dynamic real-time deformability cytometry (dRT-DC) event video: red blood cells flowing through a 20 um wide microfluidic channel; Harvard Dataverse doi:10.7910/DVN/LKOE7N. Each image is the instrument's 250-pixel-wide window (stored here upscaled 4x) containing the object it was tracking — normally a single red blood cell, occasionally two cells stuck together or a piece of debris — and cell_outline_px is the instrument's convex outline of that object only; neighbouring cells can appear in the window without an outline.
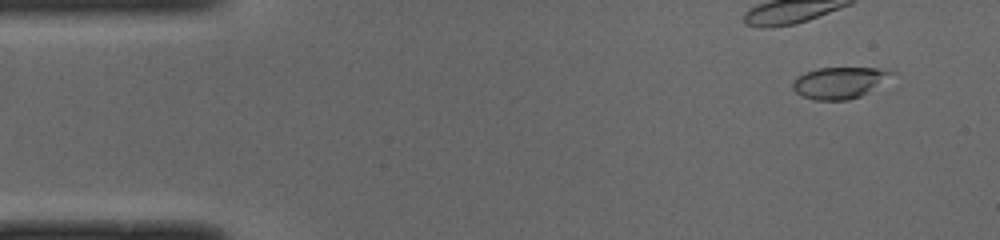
{"species": "common noctule bat (a hibernating species)", "species_latin": "Nyctalus noctula", "temperature_condition": "cold", "stored_images_in_passage": 49, "camera_frame_rate_fps": 3000, "um_per_image_px": 0.085, "animal": {"sex": "male", "body_mass_g": 19.0, "forearm_length_mm": 50.8}, "frame": {"image": 1, "passage_image": 4, "time_ms": 1.0, "image_size_px": [1000, 240], "cell_outline_px": [[896, 72], [860, 96], [848, 100], [816, 100], [804, 96], [796, 92], [792, 88], [792, 84], [804, 72], [816, 68], [876, 68]], "centroid_in_image_um": [71.29, 7.02], "position_along_channel_um": 13.7, "area_um2": 17.57}}
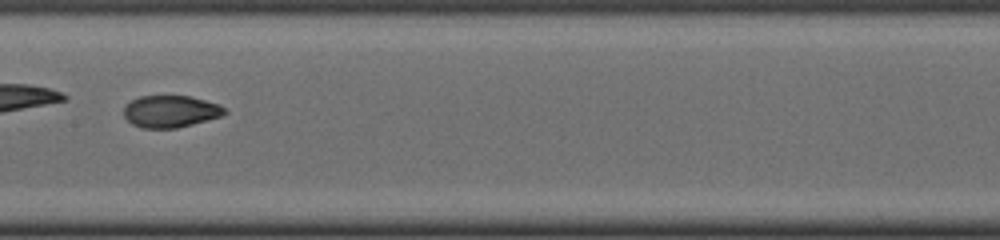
{"frame": {"image": 2, "passage_image": 25, "time_ms": 8.0, "image_size_px": [1000, 240], "cell_outline_px": [[228, 112], [220, 116], [192, 124], [176, 128], [140, 128], [132, 124], [124, 116], [124, 108], [132, 100], [140, 96], [192, 96], [216, 104], [224, 108]], "centroid_in_image_um": [14.47, 9.47], "position_along_channel_um": 192.9, "area_um2": 18.55}}
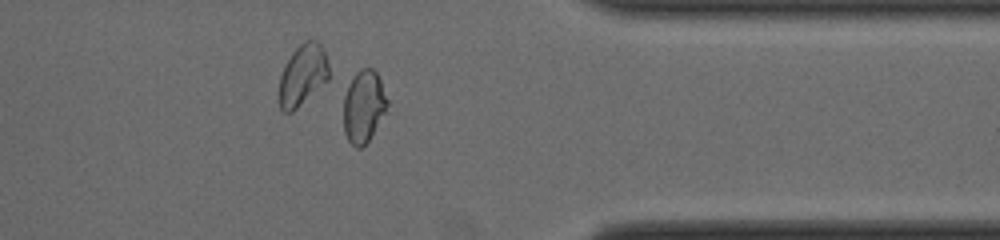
{"frame": {"image": 3, "passage_image": 40, "time_ms": 13.0, "image_size_px": [1000, 240], "cell_outline_px": [[388, 104], [384, 112], [368, 140], [360, 148], [356, 148], [348, 140], [344, 132], [344, 96], [348, 84], [352, 76], [360, 68], [372, 68], [376, 72], [380, 80], [388, 100]], "centroid_in_image_um": [30.88, 9.01], "position_along_channel_um": 380.5, "area_um2": 18.15}, "authors_computed_cell_mechanics": {"area_um2": 18.785, "velocity_mm_per_s": 3.988, "shape_relaxation_time_tau1_ms": 9.9368, "shape_relaxation_time_tau2_ms": 1.2262, "deformation_change_tau1": 0.2605, "deformation_change_tau2": 0.054}}